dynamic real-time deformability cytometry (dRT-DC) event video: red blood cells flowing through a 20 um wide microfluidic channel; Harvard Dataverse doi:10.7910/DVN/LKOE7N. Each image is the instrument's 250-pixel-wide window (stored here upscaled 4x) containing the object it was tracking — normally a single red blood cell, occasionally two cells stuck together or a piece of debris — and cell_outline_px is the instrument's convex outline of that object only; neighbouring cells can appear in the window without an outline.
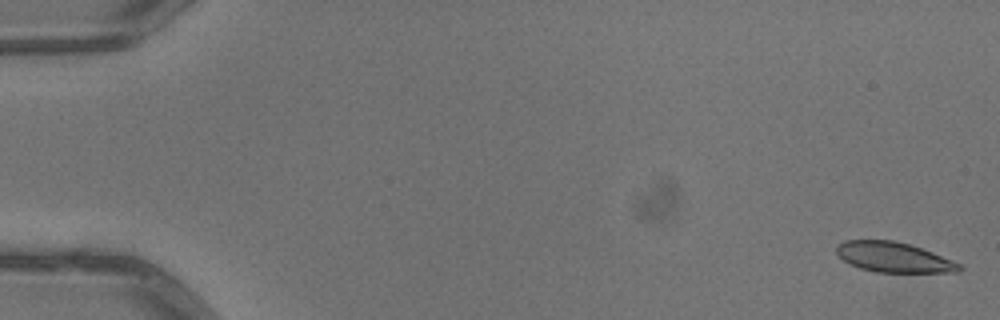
{"species": "common noctule bat (a hibernating species)", "species_latin": "Nyctalus noctula", "temperature_condition": "warm", "stored_images_in_passage": 5, "camera_frame_rate_fps": 3000, "um_per_image_px": 0.085, "animal": {"sex": "male", "body_mass_g": 13.3}, "frame": {"image": 1, "passage_image": 1, "time_ms": 0.0, "image_size_px": [1000, 320], "cell_outline_px": [[964, 268], [960, 272], [876, 272], [860, 268], [844, 260], [836, 252], [836, 248], [844, 240], [892, 240], [908, 244], [932, 252], [960, 264]], "centroid_in_image_um": [75.98, 21.87], "position_along_channel_um": 9.0, "area_um2": 21.21}}
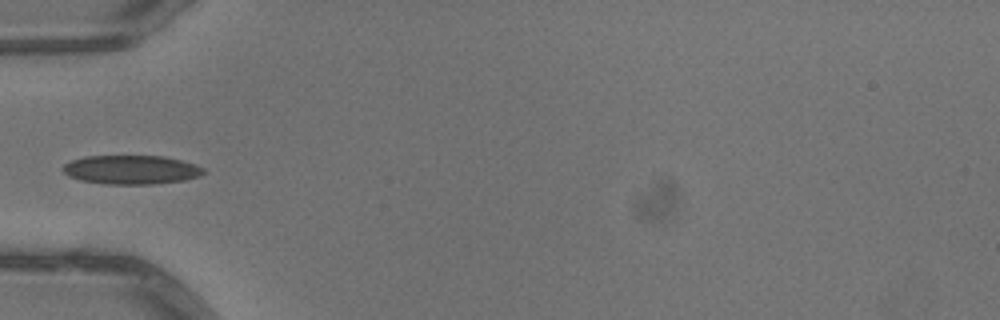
{"frame": {"image": 2, "passage_image": 5, "time_ms": 1.333, "image_size_px": [1000, 320], "cell_outline_px": [[208, 172], [200, 176], [184, 180], [152, 184], [108, 184], [80, 180], [68, 176], [64, 172], [64, 164], [72, 160], [84, 156], [164, 156], [196, 164], [204, 168]], "centroid_in_image_um": [11.2, 14.42], "position_along_channel_um": 73.8, "area_um2": 23.76}}